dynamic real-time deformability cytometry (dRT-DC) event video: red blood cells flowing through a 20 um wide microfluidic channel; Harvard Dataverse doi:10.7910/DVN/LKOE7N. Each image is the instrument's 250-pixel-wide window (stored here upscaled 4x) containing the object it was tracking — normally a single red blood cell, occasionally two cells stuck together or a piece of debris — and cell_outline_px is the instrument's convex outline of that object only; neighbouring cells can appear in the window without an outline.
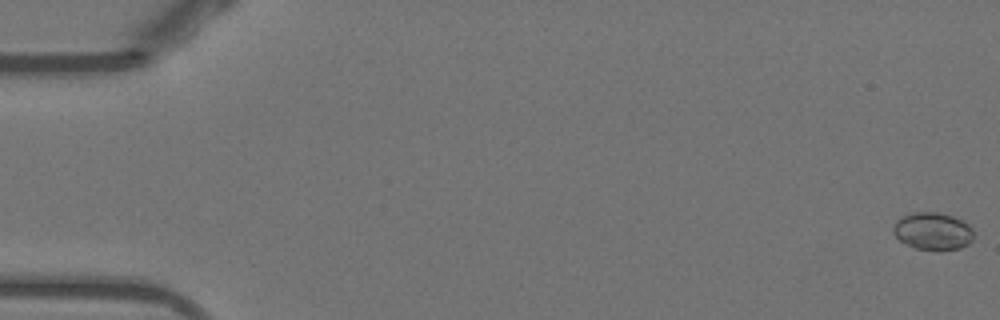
{"species": "Egyptian fruit bat (a non-hibernating species)", "species_latin": "Rousettus aegyptiacus", "temperature_condition": "warm", "stored_images_in_passage": 53, "camera_frame_rate_fps": 3000, "um_per_image_px": 0.085, "animal": {"sex": "female"}, "frame": {"image": 1, "passage_image": 1, "time_ms": 0.0, "image_size_px": [1000, 320], "cell_outline_px": [[972, 240], [968, 244], [960, 248], [940, 252], [936, 252], [912, 248], [900, 240], [892, 232], [892, 228], [896, 220], [900, 216], [912, 212], [936, 212], [952, 216], [968, 224], [972, 228]], "centroid_in_image_um": [79.25, 19.68], "position_along_channel_um": 5.8, "area_um2": 17.98}}
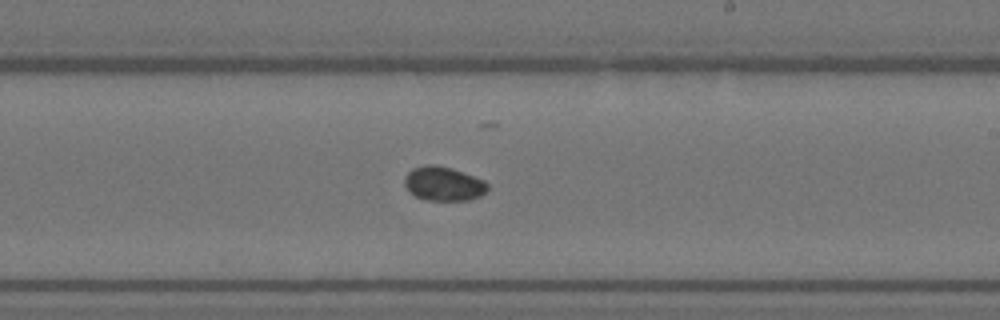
{"frame": {"image": 2, "passage_image": 32, "time_ms": 10.333, "image_size_px": [1000, 320], "cell_outline_px": [[488, 188], [480, 196], [468, 200], [424, 200], [408, 192], [404, 184], [404, 176], [412, 168], [428, 164], [432, 164], [452, 168], [484, 180], [488, 184]], "centroid_in_image_um": [37.66, 15.61], "position_along_channel_um": 251.3, "area_um2": 16.59}}
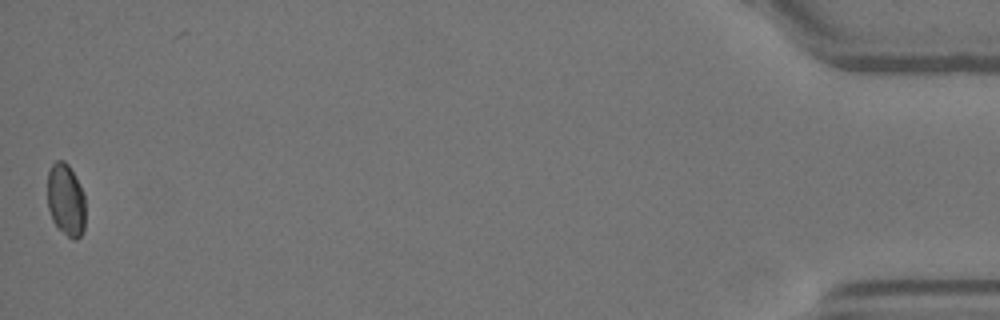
{"frame": {"image": 3, "passage_image": 53, "time_ms": 17.333, "image_size_px": [1000, 320], "cell_outline_px": [[84, 228], [80, 236], [76, 240], [72, 240], [52, 220], [48, 208], [48, 172], [52, 164], [56, 160], [64, 160], [68, 164], [84, 196]], "centroid_in_image_um": [5.58, 16.99], "position_along_channel_um": 429.6, "area_um2": 15.66}, "authors_computed_cell_mechanics": {"area_um2": 16.5308, "velocity_mm_per_s": 3.8953, "shape_relaxation_time_tau1_ms": null, "shape_relaxation_time_tau2_ms": 2.6937, "deformation_change_tau1": null, "deformation_change_tau2": 0.0266}}